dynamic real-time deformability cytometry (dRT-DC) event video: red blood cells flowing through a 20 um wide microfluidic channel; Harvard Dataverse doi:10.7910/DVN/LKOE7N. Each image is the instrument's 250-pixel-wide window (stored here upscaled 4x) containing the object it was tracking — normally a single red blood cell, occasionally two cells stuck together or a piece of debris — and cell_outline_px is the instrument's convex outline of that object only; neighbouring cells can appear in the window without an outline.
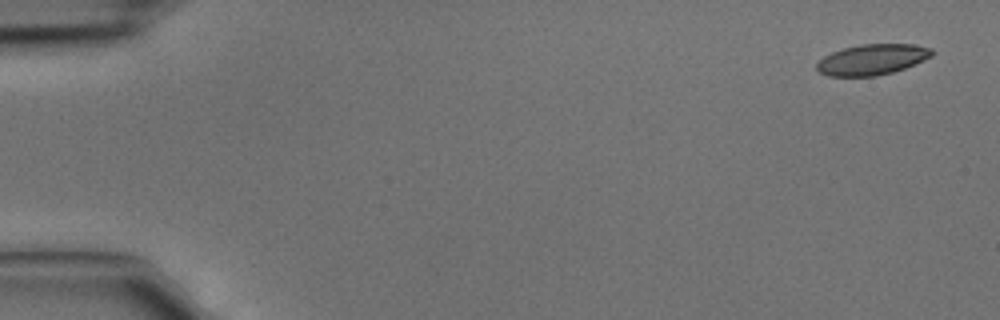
{"species": "common noctule bat (a hibernating species)", "species_latin": "Nyctalus noctula", "temperature_condition": "cold", "stored_images_in_passage": 4, "camera_frame_rate_fps": 3000, "um_per_image_px": 0.085, "animal": {"sex": "male", "body_mass_g": 15.6}, "frame": {"image": 1, "passage_image": 1, "time_ms": 0.0, "image_size_px": [1000, 320], "cell_outline_px": [[936, 52], [932, 56], [924, 60], [904, 68], [892, 72], [876, 76], [828, 76], [820, 72], [816, 68], [816, 64], [824, 56], [832, 52], [844, 48], [860, 44], [916, 44], [932, 48]], "centroid_in_image_um": [74.16, 5.05], "position_along_channel_um": 10.8, "area_um2": 20.63}}
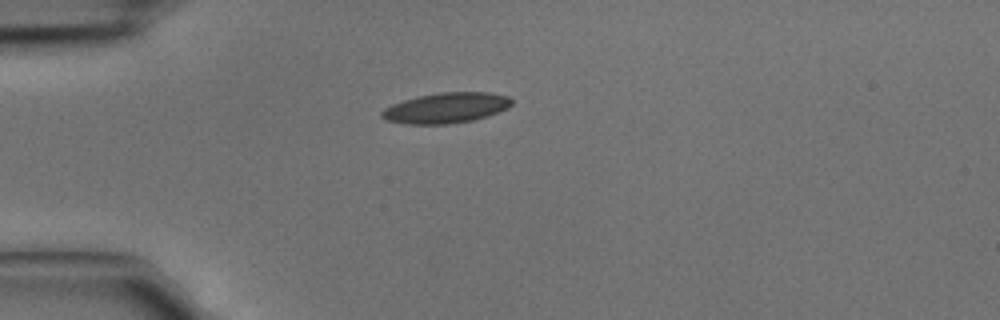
{"frame": {"image": 2, "passage_image": 4, "time_ms": 1.0, "image_size_px": [1000, 320], "cell_outline_px": [[512, 104], [508, 108], [488, 116], [472, 120], [448, 124], [404, 124], [384, 120], [380, 116], [380, 112], [384, 108], [392, 104], [416, 96], [440, 92], [488, 92], [508, 96], [512, 100]], "centroid_in_image_um": [37.89, 9.17], "position_along_channel_um": 47.1, "area_um2": 23.24}}